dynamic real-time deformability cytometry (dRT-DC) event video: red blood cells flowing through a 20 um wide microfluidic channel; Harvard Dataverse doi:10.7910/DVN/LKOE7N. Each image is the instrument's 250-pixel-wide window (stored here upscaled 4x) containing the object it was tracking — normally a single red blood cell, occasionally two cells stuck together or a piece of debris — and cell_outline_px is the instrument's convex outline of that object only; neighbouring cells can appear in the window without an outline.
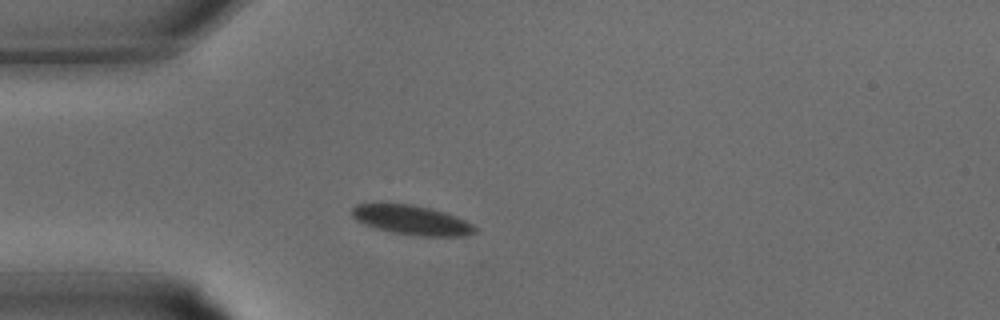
{"species": "common noctule bat (a hibernating species)", "species_latin": "Nyctalus noctula", "temperature_condition": "warm", "stored_images_in_passage": 25, "camera_frame_rate_fps": 3000, "um_per_image_px": 0.085, "animal": {"sex": "male", "body_mass_g": 15.6}, "frame": {"image": 1, "passage_image": 1, "time_ms": 0.0, "image_size_px": [1000, 320], "cell_outline_px": [[476, 232], [464, 236], [420, 236], [392, 232], [376, 228], [364, 224], [356, 220], [352, 216], [352, 208], [356, 204], [412, 204], [432, 208], [456, 216], [472, 224], [476, 228]], "centroid_in_image_um": [35.0, 18.7], "position_along_channel_um": 50.0, "area_um2": 20.98}}
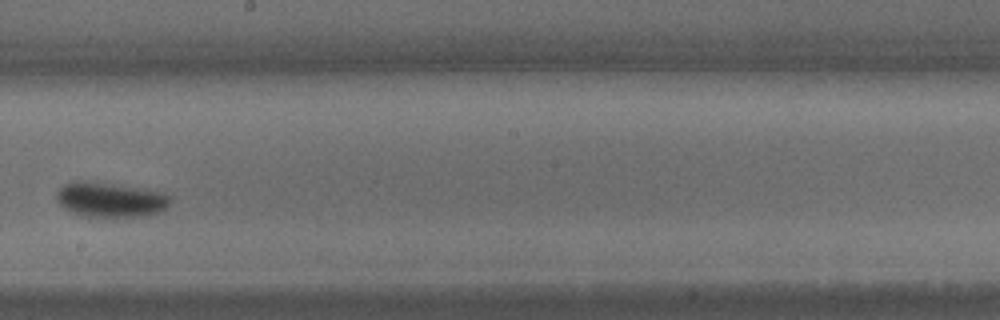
{"frame": {"image": 2, "passage_image": 11, "time_ms": 3.333, "image_size_px": [1000, 320], "cell_outline_px": [[168, 208], [160, 212], [144, 216], [84, 216], [72, 212], [64, 208], [56, 200], [56, 192], [64, 184], [76, 180], [84, 180], [112, 184], [164, 192], [168, 196]], "centroid_in_image_um": [9.34, 16.96], "position_along_channel_um": 238.9, "area_um2": 22.89}}
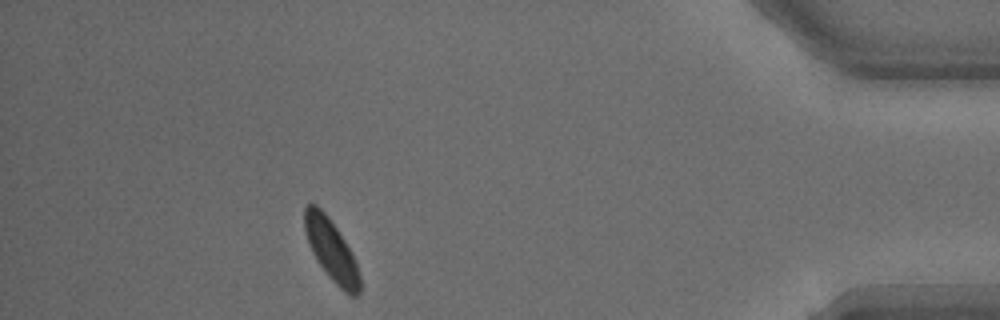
{"frame": {"image": 3, "passage_image": 22, "time_ms": 7.0, "image_size_px": [1000, 320], "cell_outline_px": [[360, 292], [356, 296], [352, 296], [344, 292], [328, 276], [316, 260], [312, 252], [304, 228], [304, 208], [308, 204], [316, 204], [328, 216], [344, 240], [356, 264], [360, 276]], "centroid_in_image_um": [28.15, 21.27], "position_along_channel_um": 407.1, "area_um2": 19.42}}